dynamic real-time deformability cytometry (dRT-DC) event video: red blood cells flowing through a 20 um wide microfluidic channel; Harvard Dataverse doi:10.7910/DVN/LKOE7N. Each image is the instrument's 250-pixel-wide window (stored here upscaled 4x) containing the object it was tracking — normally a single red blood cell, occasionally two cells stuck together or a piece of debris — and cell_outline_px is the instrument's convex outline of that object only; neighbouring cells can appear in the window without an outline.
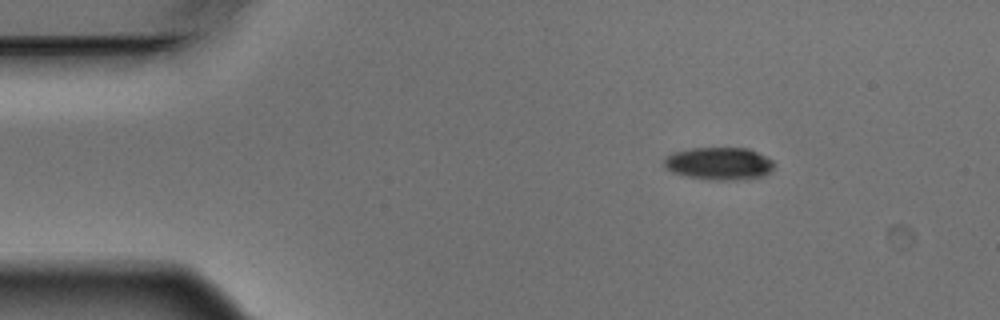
{"species": "Egyptian fruit bat (a non-hibernating species)", "species_latin": "Rousettus aegyptiacus", "temperature_condition": "warm", "stored_images_in_passage": 3, "camera_frame_rate_fps": 3000, "um_per_image_px": 0.085, "animal": {"sex": "male"}, "frame": {"image": 1, "passage_image": 1, "time_ms": 0.0, "image_size_px": [1000, 320], "cell_outline_px": [[772, 168], [768, 172], [760, 176], [736, 180], [708, 180], [688, 176], [672, 172], [664, 168], [664, 156], [672, 152], [692, 148], [748, 148], [772, 160]], "centroid_in_image_um": [61.03, 13.89], "position_along_channel_um": 24.0, "area_um2": 20.75}}
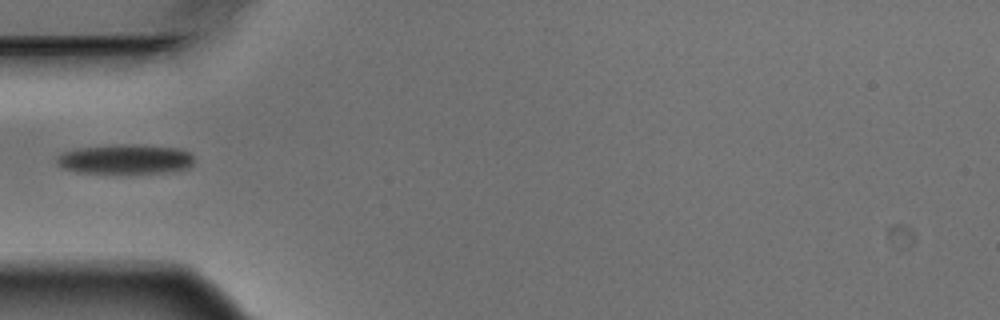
{"frame": {"image": 2, "passage_image": 3, "time_ms": 0.667, "image_size_px": [1000, 320], "cell_outline_px": [[192, 168], [168, 172], [76, 172], [60, 168], [56, 164], [56, 156], [64, 152], [80, 148], [120, 144], [132, 144], [180, 148], [188, 152], [192, 156]], "centroid_in_image_um": [10.64, 13.52], "position_along_channel_um": 74.4, "area_um2": 23.58}}